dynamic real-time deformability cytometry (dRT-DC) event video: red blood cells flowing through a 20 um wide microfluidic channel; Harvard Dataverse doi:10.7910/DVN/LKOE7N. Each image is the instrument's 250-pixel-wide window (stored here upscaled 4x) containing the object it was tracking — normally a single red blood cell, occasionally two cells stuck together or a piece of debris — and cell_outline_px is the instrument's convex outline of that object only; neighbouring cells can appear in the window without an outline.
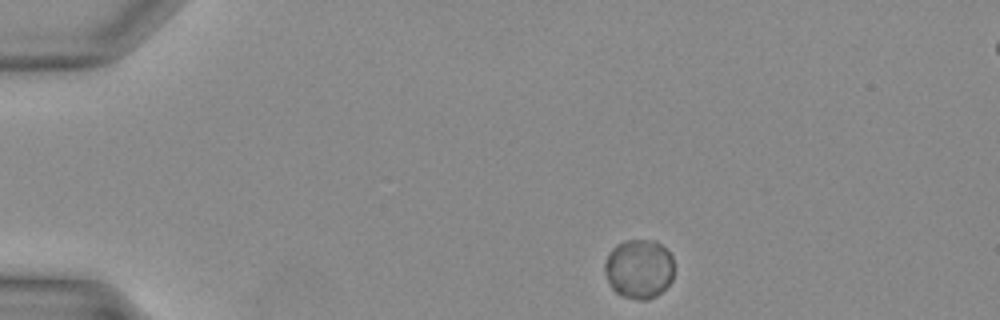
{"species": "Egyptian fruit bat (a non-hibernating species)", "species_latin": "Rousettus aegyptiacus", "temperature_condition": "warm", "stored_images_in_passage": 33, "camera_frame_rate_fps": 3000, "um_per_image_px": 0.085, "animal": {"sex": "female"}, "frame": {"image": 1, "passage_image": 1, "time_ms": 0.0, "image_size_px": [1000, 320], "cell_outline_px": [[672, 280], [656, 296], [644, 300], [640, 300], [624, 296], [616, 292], [612, 288], [604, 272], [604, 264], [612, 248], [616, 244], [624, 240], [652, 240], [660, 244], [672, 256]], "centroid_in_image_um": [54.29, 22.84], "position_along_channel_um": 30.7, "area_um2": 23.7}}
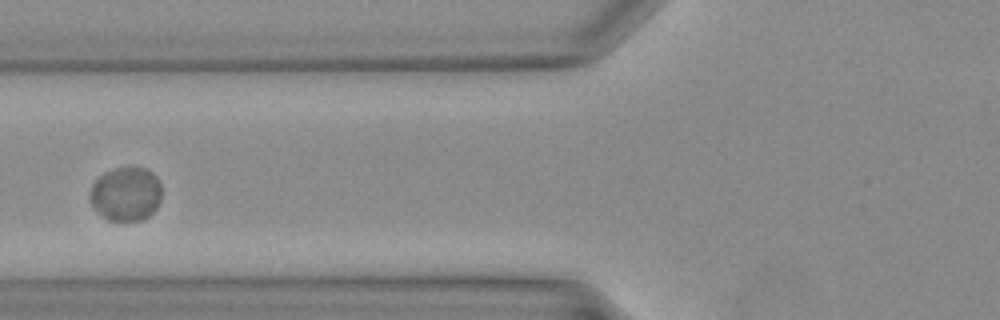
{"frame": {"image": 2, "passage_image": 10, "time_ms": 3.0, "image_size_px": [1000, 320], "cell_outline_px": [[160, 200], [156, 208], [144, 220], [108, 220], [96, 212], [92, 204], [92, 184], [104, 172], [128, 164], [144, 168], [152, 172], [156, 176], [160, 184]], "centroid_in_image_um": [10.72, 16.45], "position_along_channel_um": 115.1, "area_um2": 22.6}}
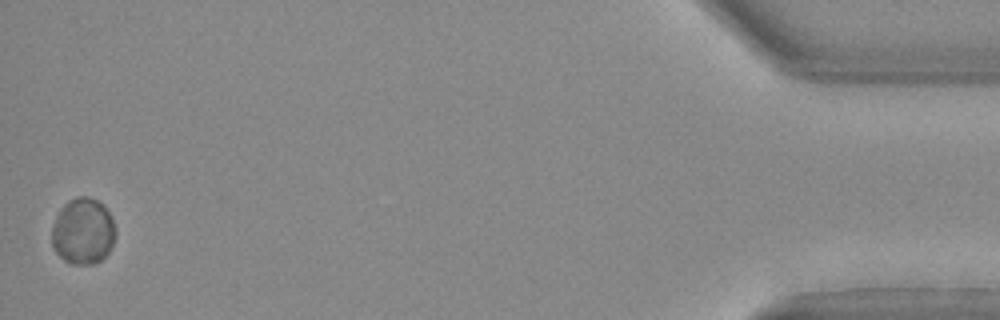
{"frame": {"image": 3, "passage_image": 33, "time_ms": 10.667, "image_size_px": [1000, 320], "cell_outline_px": [[116, 236], [108, 252], [100, 260], [92, 264], [72, 264], [64, 260], [56, 252], [52, 244], [52, 228], [56, 216], [64, 204], [68, 200], [76, 196], [88, 196], [96, 200], [112, 216], [116, 232]], "centroid_in_image_um": [7.05, 19.65], "position_along_channel_um": 428.1, "area_um2": 24.51}}